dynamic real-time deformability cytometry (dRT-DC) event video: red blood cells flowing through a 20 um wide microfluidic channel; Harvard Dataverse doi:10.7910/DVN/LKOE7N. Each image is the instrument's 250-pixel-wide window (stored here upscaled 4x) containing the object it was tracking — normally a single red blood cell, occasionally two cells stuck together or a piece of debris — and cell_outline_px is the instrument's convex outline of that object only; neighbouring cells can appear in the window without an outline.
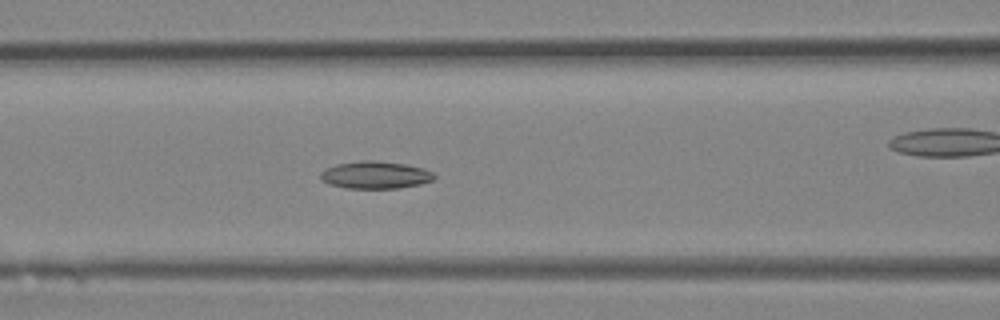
{"species": "Egyptian fruit bat (a non-hibernating species)", "species_latin": "Rousettus aegyptiacus", "temperature_condition": "room temperature", "stored_images_in_passage": 31, "camera_frame_rate_fps": 3000, "um_per_image_px": 0.085, "animal": {"sex": "female"}, "frame": {"image": 1, "passage_image": 14, "time_ms": 4.333, "image_size_px": [1000, 320], "cell_outline_px": [[436, 176], [432, 180], [420, 184], [400, 188], [344, 188], [328, 184], [320, 180], [320, 172], [324, 168], [336, 164], [360, 160], [376, 160], [404, 164], [424, 168], [432, 172]], "centroid_in_image_um": [31.85, 14.87], "position_along_channel_um": 134.7, "area_um2": 18.38}}
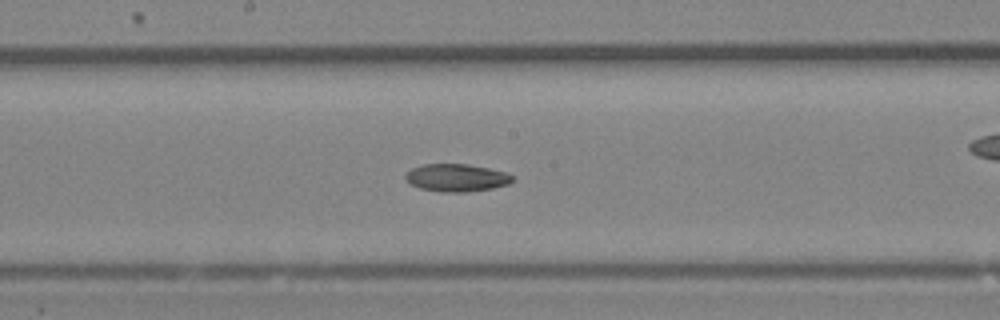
{"frame": {"image": 2, "passage_image": 18, "time_ms": 5.667, "image_size_px": [1000, 320], "cell_outline_px": [[516, 176], [508, 184], [492, 188], [468, 192], [440, 192], [420, 188], [408, 184], [404, 180], [404, 176], [412, 168], [424, 164], [468, 164], [488, 168], [504, 172]], "centroid_in_image_um": [38.77, 15.11], "position_along_channel_um": 209.4, "area_um2": 17.34}}
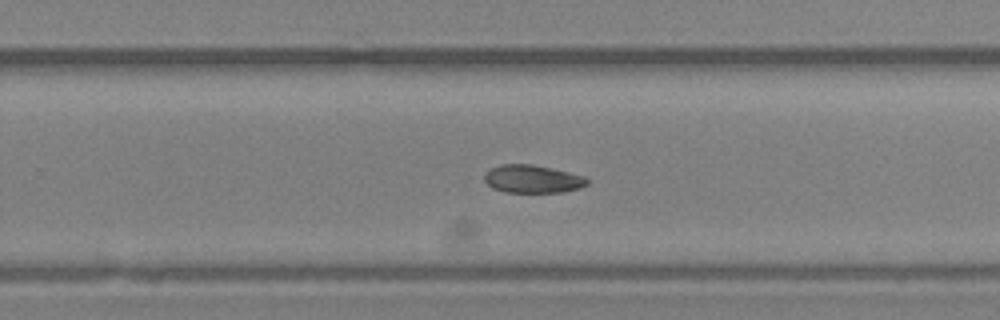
{"frame": {"image": 3, "passage_image": 22, "time_ms": 7.0, "image_size_px": [1000, 320], "cell_outline_px": [[588, 184], [580, 188], [564, 192], [504, 192], [492, 188], [484, 180], [484, 172], [500, 164], [532, 164], [552, 168], [588, 176]], "centroid_in_image_um": [45.29, 15.21], "position_along_channel_um": 284.5, "area_um2": 16.99}}